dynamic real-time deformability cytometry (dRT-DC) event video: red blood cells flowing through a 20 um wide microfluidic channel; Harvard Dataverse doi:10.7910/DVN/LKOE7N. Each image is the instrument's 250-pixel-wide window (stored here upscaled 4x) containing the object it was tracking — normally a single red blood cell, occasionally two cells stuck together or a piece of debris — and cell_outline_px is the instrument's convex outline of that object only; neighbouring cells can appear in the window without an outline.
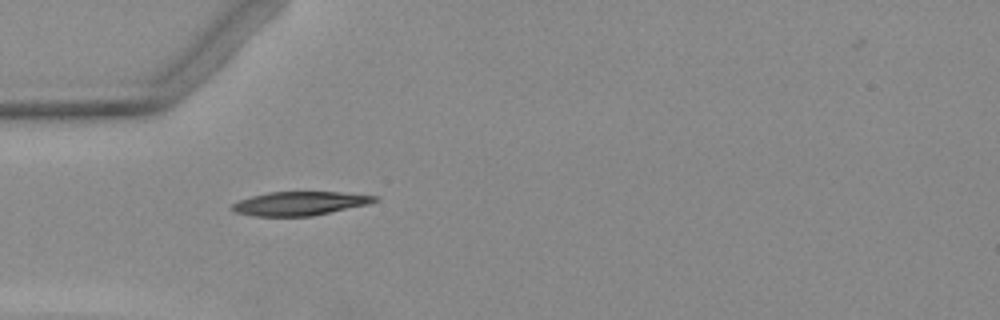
{"species": "Egyptian fruit bat (a non-hibernating species)", "species_latin": "Rousettus aegyptiacus", "temperature_condition": "warm", "stored_images_in_passage": 4, "camera_frame_rate_fps": 3000, "um_per_image_px": 0.085, "animal": {"sex": "female"}, "frame": {"image": 1, "passage_image": 1, "time_ms": 0.0, "image_size_px": [1000, 320], "cell_outline_px": [[380, 200], [368, 204], [312, 216], [252, 216], [232, 212], [228, 208], [232, 204], [240, 200], [252, 196], [268, 192], [340, 192], [380, 196]], "centroid_in_image_um": [25.46, 17.29], "position_along_channel_um": 59.5, "area_um2": 19.94}}
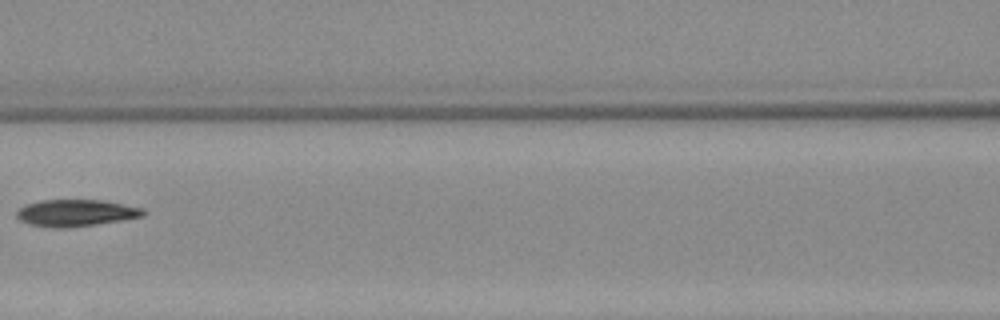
{"frame": {"image": 2, "passage_image": 3, "time_ms": 2.667, "image_size_px": [1000, 320], "cell_outline_px": [[148, 212], [144, 216], [96, 224], [64, 228], [48, 228], [28, 224], [20, 220], [16, 216], [16, 212], [20, 208], [28, 204], [40, 200], [104, 200], [144, 208]], "centroid_in_image_um": [6.46, 18.1], "position_along_channel_um": 160.1, "area_um2": 19.88}}
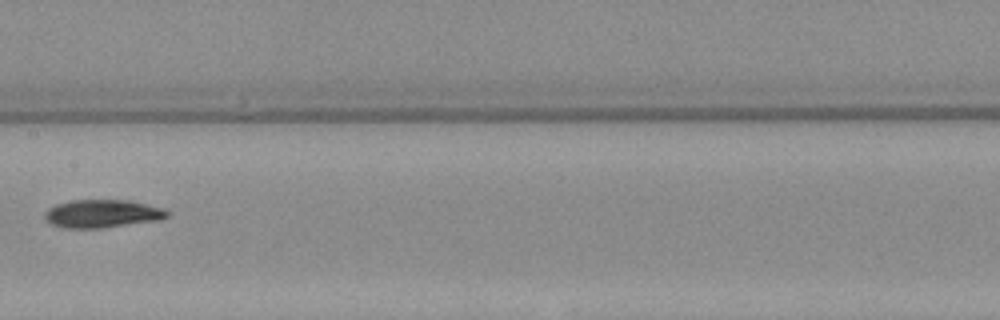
{"frame": {"image": 3, "passage_image": 4, "time_ms": 3.667, "image_size_px": [1000, 320], "cell_outline_px": [[168, 216], [160, 220], [100, 228], [64, 228], [52, 224], [44, 216], [44, 212], [48, 208], [56, 204], [72, 200], [128, 200], [164, 208], [168, 212]], "centroid_in_image_um": [8.69, 18.16], "position_along_channel_um": 198.7, "area_um2": 19.94}}